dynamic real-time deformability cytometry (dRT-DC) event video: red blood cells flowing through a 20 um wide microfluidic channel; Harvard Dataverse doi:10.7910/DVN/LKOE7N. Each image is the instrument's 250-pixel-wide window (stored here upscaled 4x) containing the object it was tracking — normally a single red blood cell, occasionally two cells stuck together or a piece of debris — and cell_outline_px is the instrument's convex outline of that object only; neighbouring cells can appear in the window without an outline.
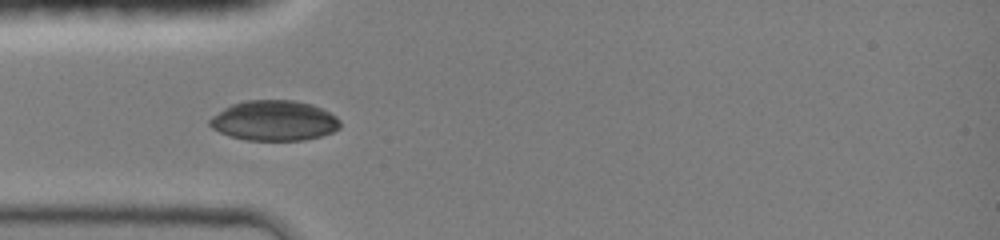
{"species": "common noctule bat (a hibernating species)", "species_latin": "Nyctalus noctula", "temperature_condition": "room temperature", "stored_images_in_passage": 31, "camera_frame_rate_fps": 3000, "um_per_image_px": 0.085, "animal": {"sex": "female", "body_mass_g": 19.0, "forearm_length_mm": 51.5}, "frame": {"image": 1, "passage_image": 1, "time_ms": 0.0, "image_size_px": [1000, 240], "cell_outline_px": [[340, 128], [332, 132], [320, 136], [304, 140], [248, 140], [232, 136], [220, 132], [212, 128], [208, 124], [208, 120], [212, 116], [224, 108], [232, 104], [244, 100], [296, 100], [312, 104], [336, 116], [340, 120]], "centroid_in_image_um": [23.3, 10.24], "position_along_channel_um": 61.7, "area_um2": 30.52}}
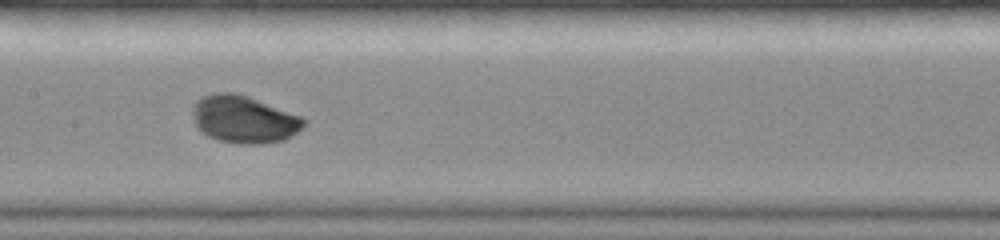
{"frame": {"image": 2, "passage_image": 10, "time_ms": 3.0, "image_size_px": [1000, 240], "cell_outline_px": [[304, 124], [296, 132], [284, 140], [260, 144], [236, 144], [220, 140], [208, 136], [200, 132], [196, 124], [192, 112], [192, 108], [196, 100], [204, 96], [216, 92], [236, 92], [248, 96], [300, 116], [304, 120]], "centroid_in_image_um": [20.68, 10.14], "position_along_channel_um": 186.7, "area_um2": 30.52}}
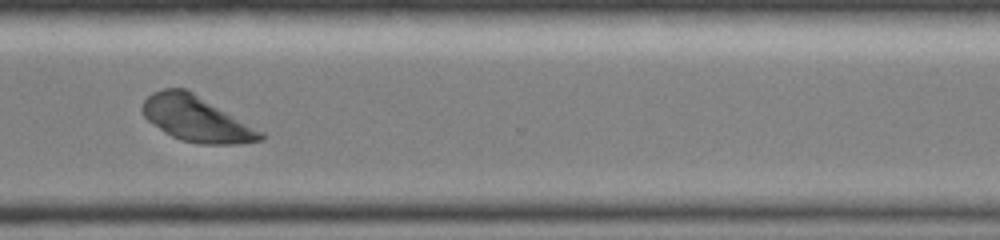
{"frame": {"image": 3, "passage_image": 22, "time_ms": 7.0, "image_size_px": [1000, 240], "cell_outline_px": [[268, 136], [264, 140], [236, 144], [200, 144], [180, 140], [164, 132], [148, 120], [144, 116], [140, 108], [144, 100], [152, 92], [164, 88], [184, 88], [192, 92], [264, 132]], "centroid_in_image_um": [16.7, 10.12], "position_along_channel_um": 353.9, "area_um2": 31.21}}